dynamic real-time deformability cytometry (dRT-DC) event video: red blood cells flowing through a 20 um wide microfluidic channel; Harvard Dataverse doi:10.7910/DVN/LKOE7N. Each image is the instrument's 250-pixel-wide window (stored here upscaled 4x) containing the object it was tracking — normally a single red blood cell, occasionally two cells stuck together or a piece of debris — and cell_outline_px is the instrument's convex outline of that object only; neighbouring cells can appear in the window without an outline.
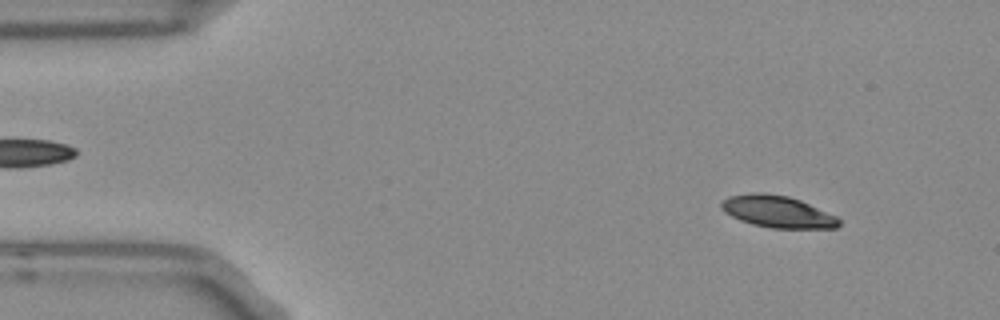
{"species": "Egyptian fruit bat (a non-hibernating species)", "species_latin": "Rousettus aegyptiacus", "temperature_condition": "room temperature", "stored_images_in_passage": 52, "camera_frame_rate_fps": 3000, "um_per_image_px": 0.085, "frame": {"image": 1, "passage_image": 4, "time_ms": 1.0, "image_size_px": [1000, 320], "cell_outline_px": [[840, 224], [836, 228], [772, 228], [752, 224], [740, 220], [724, 212], [720, 208], [720, 200], [728, 196], [752, 192], [764, 192], [788, 196], [800, 200], [836, 216], [840, 220]], "centroid_in_image_um": [66.04, 17.98], "position_along_channel_um": 19.0, "area_um2": 21.96}}
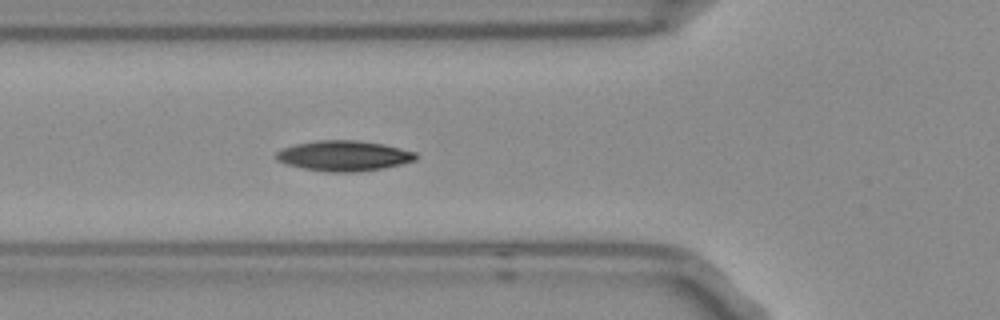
{"frame": {"image": 2, "passage_image": 17, "time_ms": 5.333, "image_size_px": [1000, 320], "cell_outline_px": [[416, 160], [400, 164], [380, 168], [352, 172], [332, 172], [304, 168], [288, 164], [276, 160], [276, 152], [280, 148], [296, 144], [316, 140], [356, 140], [380, 144], [400, 148], [416, 152]], "centroid_in_image_um": [29.19, 13.23], "position_along_channel_um": 96.6, "area_um2": 24.33}}
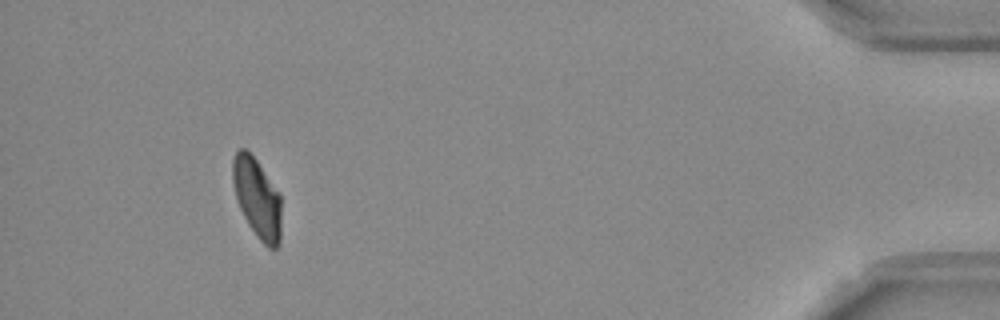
{"frame": {"image": 3, "passage_image": 48, "time_ms": 15.667, "image_size_px": [1000, 320], "cell_outline_px": [[280, 244], [276, 248], [268, 248], [256, 236], [248, 224], [240, 208], [236, 196], [232, 180], [232, 160], [236, 152], [240, 148], [244, 148], [256, 160], [280, 192]], "centroid_in_image_um": [21.86, 16.84], "position_along_channel_um": 413.3, "area_um2": 22.48}, "authors_computed_cell_mechanics": {"area_um2": 23.2934, "velocity_mm_per_s": 3.7413, "shape_relaxation_time_tau1_ms": 5.1189, "shape_relaxation_time_tau2_ms": null, "deformation_change_tau1": 0.1564, "deformation_change_tau2": null}}